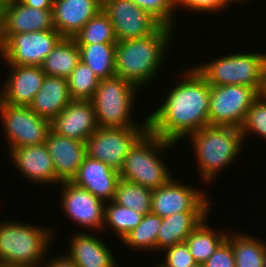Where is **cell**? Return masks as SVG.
I'll use <instances>...</instances> for the list:
<instances>
[{
    "mask_svg": "<svg viewBox=\"0 0 266 267\" xmlns=\"http://www.w3.org/2000/svg\"><path fill=\"white\" fill-rule=\"evenodd\" d=\"M208 212H178L162 218L156 240V250L162 252L177 243L185 242L199 224L208 219ZM161 249V250H160Z\"/></svg>",
    "mask_w": 266,
    "mask_h": 267,
    "instance_id": "cell-24",
    "label": "cell"
},
{
    "mask_svg": "<svg viewBox=\"0 0 266 267\" xmlns=\"http://www.w3.org/2000/svg\"><path fill=\"white\" fill-rule=\"evenodd\" d=\"M263 266L266 267V250H265V255H264Z\"/></svg>",
    "mask_w": 266,
    "mask_h": 267,
    "instance_id": "cell-45",
    "label": "cell"
},
{
    "mask_svg": "<svg viewBox=\"0 0 266 267\" xmlns=\"http://www.w3.org/2000/svg\"><path fill=\"white\" fill-rule=\"evenodd\" d=\"M50 29H55L52 9L28 7L19 0H7L0 24V42L7 35Z\"/></svg>",
    "mask_w": 266,
    "mask_h": 267,
    "instance_id": "cell-15",
    "label": "cell"
},
{
    "mask_svg": "<svg viewBox=\"0 0 266 267\" xmlns=\"http://www.w3.org/2000/svg\"><path fill=\"white\" fill-rule=\"evenodd\" d=\"M9 154L17 170L30 182L34 181L36 185L61 184L45 143L14 148L9 150Z\"/></svg>",
    "mask_w": 266,
    "mask_h": 267,
    "instance_id": "cell-17",
    "label": "cell"
},
{
    "mask_svg": "<svg viewBox=\"0 0 266 267\" xmlns=\"http://www.w3.org/2000/svg\"><path fill=\"white\" fill-rule=\"evenodd\" d=\"M230 2H231V4H234V3H237L238 1H239V3H240V1H241V3H242V1H243V3H244V1H247V0H229ZM234 1V2H233ZM233 2V3H232Z\"/></svg>",
    "mask_w": 266,
    "mask_h": 267,
    "instance_id": "cell-44",
    "label": "cell"
},
{
    "mask_svg": "<svg viewBox=\"0 0 266 267\" xmlns=\"http://www.w3.org/2000/svg\"><path fill=\"white\" fill-rule=\"evenodd\" d=\"M57 257V258H56ZM51 258V261L49 260L46 264L43 263L42 267H78L75 263L74 260L71 259L66 253L65 255L63 254L60 255L59 257L56 256Z\"/></svg>",
    "mask_w": 266,
    "mask_h": 267,
    "instance_id": "cell-39",
    "label": "cell"
},
{
    "mask_svg": "<svg viewBox=\"0 0 266 267\" xmlns=\"http://www.w3.org/2000/svg\"><path fill=\"white\" fill-rule=\"evenodd\" d=\"M62 38L56 29L7 35L0 54L8 65L40 66Z\"/></svg>",
    "mask_w": 266,
    "mask_h": 267,
    "instance_id": "cell-10",
    "label": "cell"
},
{
    "mask_svg": "<svg viewBox=\"0 0 266 267\" xmlns=\"http://www.w3.org/2000/svg\"><path fill=\"white\" fill-rule=\"evenodd\" d=\"M183 74L165 101L147 117L149 131L175 144L209 126L210 85L194 67Z\"/></svg>",
    "mask_w": 266,
    "mask_h": 267,
    "instance_id": "cell-1",
    "label": "cell"
},
{
    "mask_svg": "<svg viewBox=\"0 0 266 267\" xmlns=\"http://www.w3.org/2000/svg\"><path fill=\"white\" fill-rule=\"evenodd\" d=\"M102 10L111 21L118 42L146 37L162 26L130 0H102Z\"/></svg>",
    "mask_w": 266,
    "mask_h": 267,
    "instance_id": "cell-12",
    "label": "cell"
},
{
    "mask_svg": "<svg viewBox=\"0 0 266 267\" xmlns=\"http://www.w3.org/2000/svg\"><path fill=\"white\" fill-rule=\"evenodd\" d=\"M77 45L80 52V61L87 64L100 80L116 76V43Z\"/></svg>",
    "mask_w": 266,
    "mask_h": 267,
    "instance_id": "cell-26",
    "label": "cell"
},
{
    "mask_svg": "<svg viewBox=\"0 0 266 267\" xmlns=\"http://www.w3.org/2000/svg\"><path fill=\"white\" fill-rule=\"evenodd\" d=\"M0 118L9 150L45 143L51 122L38 116L29 106L0 104Z\"/></svg>",
    "mask_w": 266,
    "mask_h": 267,
    "instance_id": "cell-9",
    "label": "cell"
},
{
    "mask_svg": "<svg viewBox=\"0 0 266 267\" xmlns=\"http://www.w3.org/2000/svg\"><path fill=\"white\" fill-rule=\"evenodd\" d=\"M209 125L241 128L260 93L245 85L210 86Z\"/></svg>",
    "mask_w": 266,
    "mask_h": 267,
    "instance_id": "cell-8",
    "label": "cell"
},
{
    "mask_svg": "<svg viewBox=\"0 0 266 267\" xmlns=\"http://www.w3.org/2000/svg\"><path fill=\"white\" fill-rule=\"evenodd\" d=\"M45 145L51 156L57 178L72 181L86 157V143L59 135L52 129L48 132Z\"/></svg>",
    "mask_w": 266,
    "mask_h": 267,
    "instance_id": "cell-19",
    "label": "cell"
},
{
    "mask_svg": "<svg viewBox=\"0 0 266 267\" xmlns=\"http://www.w3.org/2000/svg\"><path fill=\"white\" fill-rule=\"evenodd\" d=\"M171 27L162 25L155 33L143 38L116 43V76L132 83L139 90L156 77L173 38ZM172 36V37H171Z\"/></svg>",
    "mask_w": 266,
    "mask_h": 267,
    "instance_id": "cell-2",
    "label": "cell"
},
{
    "mask_svg": "<svg viewBox=\"0 0 266 267\" xmlns=\"http://www.w3.org/2000/svg\"><path fill=\"white\" fill-rule=\"evenodd\" d=\"M99 80L87 64L79 61L67 77L69 94L72 100H91L94 97Z\"/></svg>",
    "mask_w": 266,
    "mask_h": 267,
    "instance_id": "cell-33",
    "label": "cell"
},
{
    "mask_svg": "<svg viewBox=\"0 0 266 267\" xmlns=\"http://www.w3.org/2000/svg\"><path fill=\"white\" fill-rule=\"evenodd\" d=\"M78 232L70 240V250L66 253L78 267L117 266L114 255L99 237L90 232Z\"/></svg>",
    "mask_w": 266,
    "mask_h": 267,
    "instance_id": "cell-22",
    "label": "cell"
},
{
    "mask_svg": "<svg viewBox=\"0 0 266 267\" xmlns=\"http://www.w3.org/2000/svg\"><path fill=\"white\" fill-rule=\"evenodd\" d=\"M203 265L204 267H235L231 243L225 239Z\"/></svg>",
    "mask_w": 266,
    "mask_h": 267,
    "instance_id": "cell-37",
    "label": "cell"
},
{
    "mask_svg": "<svg viewBox=\"0 0 266 267\" xmlns=\"http://www.w3.org/2000/svg\"><path fill=\"white\" fill-rule=\"evenodd\" d=\"M108 204L104 205L103 225H108V228L111 227L112 231L117 234L116 236L123 240L142 221L144 215L133 209L118 205L113 200Z\"/></svg>",
    "mask_w": 266,
    "mask_h": 267,
    "instance_id": "cell-32",
    "label": "cell"
},
{
    "mask_svg": "<svg viewBox=\"0 0 266 267\" xmlns=\"http://www.w3.org/2000/svg\"><path fill=\"white\" fill-rule=\"evenodd\" d=\"M260 96L266 99V65H265V69L263 72V83H262V88L260 91Z\"/></svg>",
    "mask_w": 266,
    "mask_h": 267,
    "instance_id": "cell-41",
    "label": "cell"
},
{
    "mask_svg": "<svg viewBox=\"0 0 266 267\" xmlns=\"http://www.w3.org/2000/svg\"><path fill=\"white\" fill-rule=\"evenodd\" d=\"M51 231L25 222H0V266L42 267V258L53 242Z\"/></svg>",
    "mask_w": 266,
    "mask_h": 267,
    "instance_id": "cell-3",
    "label": "cell"
},
{
    "mask_svg": "<svg viewBox=\"0 0 266 267\" xmlns=\"http://www.w3.org/2000/svg\"><path fill=\"white\" fill-rule=\"evenodd\" d=\"M119 180V171L86 155L71 182L86 189L104 203L106 201L108 203L115 197Z\"/></svg>",
    "mask_w": 266,
    "mask_h": 267,
    "instance_id": "cell-20",
    "label": "cell"
},
{
    "mask_svg": "<svg viewBox=\"0 0 266 267\" xmlns=\"http://www.w3.org/2000/svg\"><path fill=\"white\" fill-rule=\"evenodd\" d=\"M77 44L117 43L114 28L108 16L101 10L74 36Z\"/></svg>",
    "mask_w": 266,
    "mask_h": 267,
    "instance_id": "cell-31",
    "label": "cell"
},
{
    "mask_svg": "<svg viewBox=\"0 0 266 267\" xmlns=\"http://www.w3.org/2000/svg\"><path fill=\"white\" fill-rule=\"evenodd\" d=\"M80 61L79 47L73 38L63 37L40 65L45 75L67 78Z\"/></svg>",
    "mask_w": 266,
    "mask_h": 267,
    "instance_id": "cell-25",
    "label": "cell"
},
{
    "mask_svg": "<svg viewBox=\"0 0 266 267\" xmlns=\"http://www.w3.org/2000/svg\"><path fill=\"white\" fill-rule=\"evenodd\" d=\"M265 65L266 54L239 51L194 68L210 86L245 85L260 93Z\"/></svg>",
    "mask_w": 266,
    "mask_h": 267,
    "instance_id": "cell-7",
    "label": "cell"
},
{
    "mask_svg": "<svg viewBox=\"0 0 266 267\" xmlns=\"http://www.w3.org/2000/svg\"><path fill=\"white\" fill-rule=\"evenodd\" d=\"M232 245L235 267H264L266 242L247 234H231L226 238Z\"/></svg>",
    "mask_w": 266,
    "mask_h": 267,
    "instance_id": "cell-28",
    "label": "cell"
},
{
    "mask_svg": "<svg viewBox=\"0 0 266 267\" xmlns=\"http://www.w3.org/2000/svg\"><path fill=\"white\" fill-rule=\"evenodd\" d=\"M229 0H176V8L179 6L187 8L189 11L194 10V12H206L220 13L223 8L229 7ZM229 4V5H228Z\"/></svg>",
    "mask_w": 266,
    "mask_h": 267,
    "instance_id": "cell-38",
    "label": "cell"
},
{
    "mask_svg": "<svg viewBox=\"0 0 266 267\" xmlns=\"http://www.w3.org/2000/svg\"><path fill=\"white\" fill-rule=\"evenodd\" d=\"M136 89L132 83L118 76L99 80L94 97L90 100L98 127H148L147 116L139 125L130 119L134 111Z\"/></svg>",
    "mask_w": 266,
    "mask_h": 267,
    "instance_id": "cell-6",
    "label": "cell"
},
{
    "mask_svg": "<svg viewBox=\"0 0 266 267\" xmlns=\"http://www.w3.org/2000/svg\"><path fill=\"white\" fill-rule=\"evenodd\" d=\"M71 101L67 78L46 75L29 107L51 122Z\"/></svg>",
    "mask_w": 266,
    "mask_h": 267,
    "instance_id": "cell-23",
    "label": "cell"
},
{
    "mask_svg": "<svg viewBox=\"0 0 266 267\" xmlns=\"http://www.w3.org/2000/svg\"><path fill=\"white\" fill-rule=\"evenodd\" d=\"M162 251L166 253L165 261H162L164 267H190L196 263L186 242L177 243Z\"/></svg>",
    "mask_w": 266,
    "mask_h": 267,
    "instance_id": "cell-36",
    "label": "cell"
},
{
    "mask_svg": "<svg viewBox=\"0 0 266 267\" xmlns=\"http://www.w3.org/2000/svg\"><path fill=\"white\" fill-rule=\"evenodd\" d=\"M162 223V217L152 212L145 214L142 221L129 232L122 242L125 246L137 250L156 251V240L159 228Z\"/></svg>",
    "mask_w": 266,
    "mask_h": 267,
    "instance_id": "cell-30",
    "label": "cell"
},
{
    "mask_svg": "<svg viewBox=\"0 0 266 267\" xmlns=\"http://www.w3.org/2000/svg\"><path fill=\"white\" fill-rule=\"evenodd\" d=\"M206 222V223H205ZM218 233V234H216ZM227 233L216 232L204 219L186 238L185 242L196 263L204 264L218 246L227 238Z\"/></svg>",
    "mask_w": 266,
    "mask_h": 267,
    "instance_id": "cell-27",
    "label": "cell"
},
{
    "mask_svg": "<svg viewBox=\"0 0 266 267\" xmlns=\"http://www.w3.org/2000/svg\"><path fill=\"white\" fill-rule=\"evenodd\" d=\"M147 130L148 127H98L85 142L86 154L119 171L130 148Z\"/></svg>",
    "mask_w": 266,
    "mask_h": 267,
    "instance_id": "cell-11",
    "label": "cell"
},
{
    "mask_svg": "<svg viewBox=\"0 0 266 267\" xmlns=\"http://www.w3.org/2000/svg\"><path fill=\"white\" fill-rule=\"evenodd\" d=\"M143 10L149 12L162 25L173 28V13L177 10L176 0H130ZM176 9V10H175Z\"/></svg>",
    "mask_w": 266,
    "mask_h": 267,
    "instance_id": "cell-35",
    "label": "cell"
},
{
    "mask_svg": "<svg viewBox=\"0 0 266 267\" xmlns=\"http://www.w3.org/2000/svg\"><path fill=\"white\" fill-rule=\"evenodd\" d=\"M102 10V0H53L54 28L63 36H73Z\"/></svg>",
    "mask_w": 266,
    "mask_h": 267,
    "instance_id": "cell-21",
    "label": "cell"
},
{
    "mask_svg": "<svg viewBox=\"0 0 266 267\" xmlns=\"http://www.w3.org/2000/svg\"><path fill=\"white\" fill-rule=\"evenodd\" d=\"M11 74L0 90V104L29 106L41 88L45 73L40 66L10 65Z\"/></svg>",
    "mask_w": 266,
    "mask_h": 267,
    "instance_id": "cell-18",
    "label": "cell"
},
{
    "mask_svg": "<svg viewBox=\"0 0 266 267\" xmlns=\"http://www.w3.org/2000/svg\"><path fill=\"white\" fill-rule=\"evenodd\" d=\"M172 177L166 184L152 190L151 212L162 218L178 212H209L211 202L199 188L181 185Z\"/></svg>",
    "mask_w": 266,
    "mask_h": 267,
    "instance_id": "cell-13",
    "label": "cell"
},
{
    "mask_svg": "<svg viewBox=\"0 0 266 267\" xmlns=\"http://www.w3.org/2000/svg\"><path fill=\"white\" fill-rule=\"evenodd\" d=\"M21 3L28 7L38 9H52L53 0H19Z\"/></svg>",
    "mask_w": 266,
    "mask_h": 267,
    "instance_id": "cell-40",
    "label": "cell"
},
{
    "mask_svg": "<svg viewBox=\"0 0 266 267\" xmlns=\"http://www.w3.org/2000/svg\"><path fill=\"white\" fill-rule=\"evenodd\" d=\"M6 3H7V0H0V24L2 23Z\"/></svg>",
    "mask_w": 266,
    "mask_h": 267,
    "instance_id": "cell-42",
    "label": "cell"
},
{
    "mask_svg": "<svg viewBox=\"0 0 266 267\" xmlns=\"http://www.w3.org/2000/svg\"><path fill=\"white\" fill-rule=\"evenodd\" d=\"M61 183L63 191L60 206L68 219L89 230L101 231L104 228L105 203L71 181Z\"/></svg>",
    "mask_w": 266,
    "mask_h": 267,
    "instance_id": "cell-14",
    "label": "cell"
},
{
    "mask_svg": "<svg viewBox=\"0 0 266 267\" xmlns=\"http://www.w3.org/2000/svg\"><path fill=\"white\" fill-rule=\"evenodd\" d=\"M243 138L248 133H257L266 140V99L259 97L253 102L247 111L246 118L240 128Z\"/></svg>",
    "mask_w": 266,
    "mask_h": 267,
    "instance_id": "cell-34",
    "label": "cell"
},
{
    "mask_svg": "<svg viewBox=\"0 0 266 267\" xmlns=\"http://www.w3.org/2000/svg\"><path fill=\"white\" fill-rule=\"evenodd\" d=\"M152 190L140 184L120 179L113 201L145 215L151 212Z\"/></svg>",
    "mask_w": 266,
    "mask_h": 267,
    "instance_id": "cell-29",
    "label": "cell"
},
{
    "mask_svg": "<svg viewBox=\"0 0 266 267\" xmlns=\"http://www.w3.org/2000/svg\"><path fill=\"white\" fill-rule=\"evenodd\" d=\"M51 129L62 136L86 140L98 129L90 100H72L52 121Z\"/></svg>",
    "mask_w": 266,
    "mask_h": 267,
    "instance_id": "cell-16",
    "label": "cell"
},
{
    "mask_svg": "<svg viewBox=\"0 0 266 267\" xmlns=\"http://www.w3.org/2000/svg\"><path fill=\"white\" fill-rule=\"evenodd\" d=\"M164 267L162 264H157L156 267Z\"/></svg>",
    "mask_w": 266,
    "mask_h": 267,
    "instance_id": "cell-46",
    "label": "cell"
},
{
    "mask_svg": "<svg viewBox=\"0 0 266 267\" xmlns=\"http://www.w3.org/2000/svg\"><path fill=\"white\" fill-rule=\"evenodd\" d=\"M190 267H204V265L202 263H195Z\"/></svg>",
    "mask_w": 266,
    "mask_h": 267,
    "instance_id": "cell-43",
    "label": "cell"
},
{
    "mask_svg": "<svg viewBox=\"0 0 266 267\" xmlns=\"http://www.w3.org/2000/svg\"><path fill=\"white\" fill-rule=\"evenodd\" d=\"M189 137L196 154L199 174L205 182L214 180V176L221 172L219 170L235 161L245 140L241 130L232 126H205Z\"/></svg>",
    "mask_w": 266,
    "mask_h": 267,
    "instance_id": "cell-4",
    "label": "cell"
},
{
    "mask_svg": "<svg viewBox=\"0 0 266 267\" xmlns=\"http://www.w3.org/2000/svg\"><path fill=\"white\" fill-rule=\"evenodd\" d=\"M174 142L164 140L147 130L130 148L119 170L120 179L140 184L151 190L166 184L173 176L160 157L163 150L174 147Z\"/></svg>",
    "mask_w": 266,
    "mask_h": 267,
    "instance_id": "cell-5",
    "label": "cell"
}]
</instances>
